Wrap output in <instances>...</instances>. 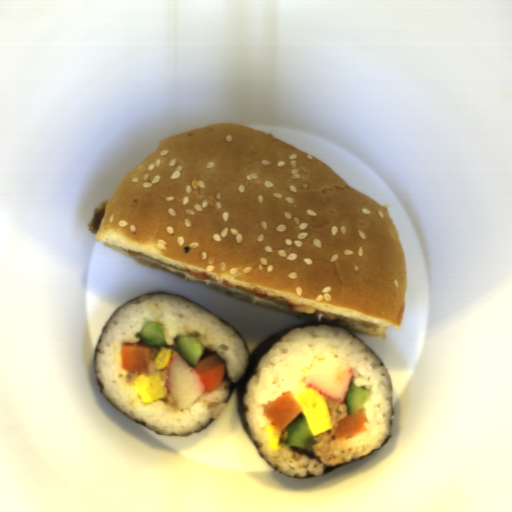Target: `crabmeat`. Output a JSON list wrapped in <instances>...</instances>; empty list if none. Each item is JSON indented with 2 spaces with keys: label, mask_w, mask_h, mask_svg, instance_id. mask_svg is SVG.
Instances as JSON below:
<instances>
[{
  "label": "crabmeat",
  "mask_w": 512,
  "mask_h": 512,
  "mask_svg": "<svg viewBox=\"0 0 512 512\" xmlns=\"http://www.w3.org/2000/svg\"><path fill=\"white\" fill-rule=\"evenodd\" d=\"M167 384L178 409L188 408L206 390L196 366H190L180 352L167 366Z\"/></svg>",
  "instance_id": "2"
},
{
  "label": "crabmeat",
  "mask_w": 512,
  "mask_h": 512,
  "mask_svg": "<svg viewBox=\"0 0 512 512\" xmlns=\"http://www.w3.org/2000/svg\"><path fill=\"white\" fill-rule=\"evenodd\" d=\"M354 374L353 369L339 357H333L315 360L302 382L330 400L343 403Z\"/></svg>",
  "instance_id": "1"
}]
</instances>
